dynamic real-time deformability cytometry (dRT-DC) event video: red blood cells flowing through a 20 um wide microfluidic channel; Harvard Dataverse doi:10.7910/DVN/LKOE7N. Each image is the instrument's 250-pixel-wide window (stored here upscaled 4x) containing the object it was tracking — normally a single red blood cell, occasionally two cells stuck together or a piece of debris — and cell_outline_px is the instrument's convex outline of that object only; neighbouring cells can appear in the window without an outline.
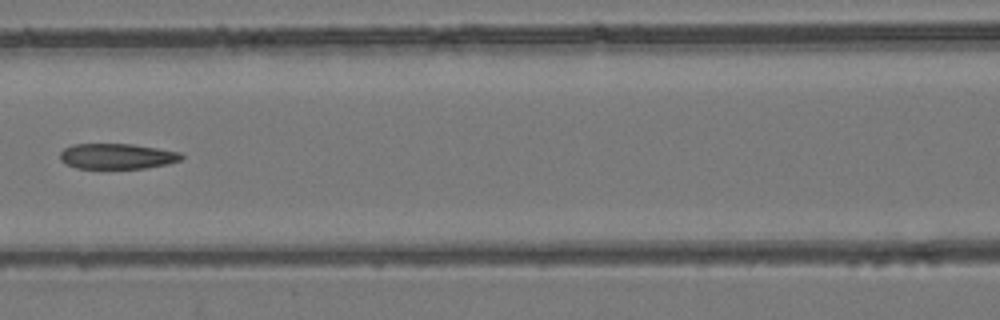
{"species": "common noctule bat (a hibernating species)", "species_latin": "Nyctalus noctula", "temperature_condition": "room temperature", "stored_images_in_passage": 6, "camera_frame_rate_fps": 3000, "um_per_image_px": 0.085, "animal": {"sex": "female", "body_mass_g": 24.6, "forearm_length_mm": 56.2}, "frame": {"image": 1, "passage_image": 5, "time_ms": 1.333, "image_size_px": [1000, 320], "cell_outline_px": [[184, 156], [180, 160], [168, 164], [144, 168], [76, 168], [64, 164], [60, 160], [60, 152], [64, 148], [72, 144], [132, 144], [180, 152]], "centroid_in_image_um": [9.91, 13.28], "position_along_channel_um": 156.7, "area_um2": 18.03}}
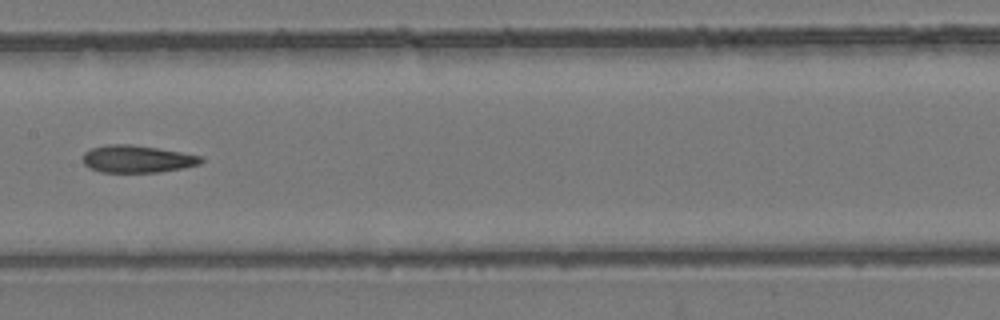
{"frame": {"image": 2, "passage_image": 6, "time_ms": 1.667, "image_size_px": [1000, 320], "cell_outline_px": [[204, 160], [200, 164], [184, 168], [160, 172], [100, 172], [88, 168], [84, 164], [84, 152], [92, 148], [108, 144], [132, 144], [180, 152], [200, 156]], "centroid_in_image_um": [11.65, 13.52], "position_along_channel_um": 195.8, "area_um2": 18.79}}